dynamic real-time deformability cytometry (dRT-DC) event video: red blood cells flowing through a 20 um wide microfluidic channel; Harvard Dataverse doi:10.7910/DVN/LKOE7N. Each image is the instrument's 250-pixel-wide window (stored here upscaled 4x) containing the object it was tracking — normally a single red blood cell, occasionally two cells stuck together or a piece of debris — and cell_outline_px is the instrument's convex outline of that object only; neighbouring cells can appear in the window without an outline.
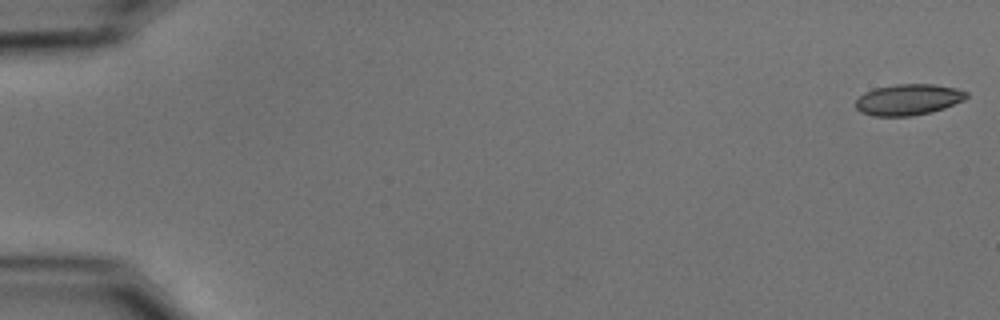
{"species": "common noctule bat (a hibernating species)", "species_latin": "Nyctalus noctula", "temperature_condition": "cold", "stored_images_in_passage": 54, "camera_frame_rate_fps": 3000, "um_per_image_px": 0.085, "animal": {"sex": "male", "body_mass_g": 15.6}, "frame": {"image": 1, "passage_image": 1, "time_ms": 0.0, "image_size_px": [1000, 320], "cell_outline_px": [[968, 96], [964, 100], [944, 108], [932, 112], [912, 116], [872, 116], [860, 112], [856, 108], [856, 100], [864, 92], [872, 88], [896, 84], [936, 84], [956, 88], [968, 92]], "centroid_in_image_um": [77.2, 8.46], "position_along_channel_um": 7.8, "area_um2": 20.29}}
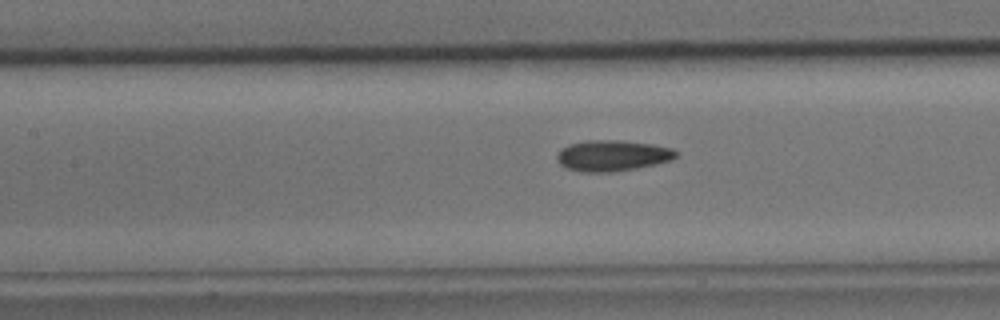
{"frame": {"image": 2, "passage_image": 25, "time_ms": 8.0, "image_size_px": [1000, 320], "cell_outline_px": [[680, 152], [672, 160], [656, 164], [636, 168], [612, 172], [580, 172], [568, 168], [560, 164], [556, 160], [556, 156], [560, 148], [568, 144], [588, 140], [620, 140], [652, 144], [672, 148]], "centroid_in_image_um": [52.05, 13.22], "position_along_channel_um": 155.4, "area_um2": 21.68}}
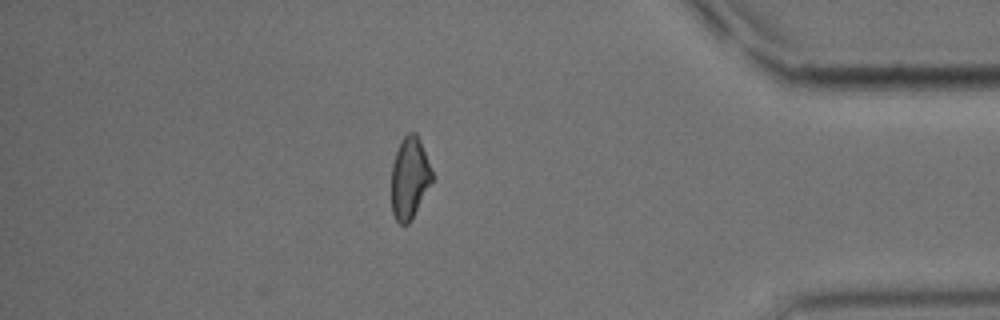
{"frame": {"image": 3, "passage_image": 47, "time_ms": 15.333, "image_size_px": [1000, 320], "cell_outline_px": [[432, 180], [408, 224], [400, 224], [396, 220], [392, 212], [392, 164], [400, 140], [408, 132], [416, 132], [420, 140], [432, 172]], "centroid_in_image_um": [34.79, 15.09], "position_along_channel_um": 400.4, "area_um2": 18.9}, "authors_computed_cell_mechanics": {"area_um2": 20.4901, "velocity_mm_per_s": 3.7649, "shape_relaxation_time_tau1_ms": 7.1307, "shape_relaxation_time_tau2_ms": 2.1414, "deformation_change_tau1": 0.1516, "deformation_change_tau2": 0.083}}